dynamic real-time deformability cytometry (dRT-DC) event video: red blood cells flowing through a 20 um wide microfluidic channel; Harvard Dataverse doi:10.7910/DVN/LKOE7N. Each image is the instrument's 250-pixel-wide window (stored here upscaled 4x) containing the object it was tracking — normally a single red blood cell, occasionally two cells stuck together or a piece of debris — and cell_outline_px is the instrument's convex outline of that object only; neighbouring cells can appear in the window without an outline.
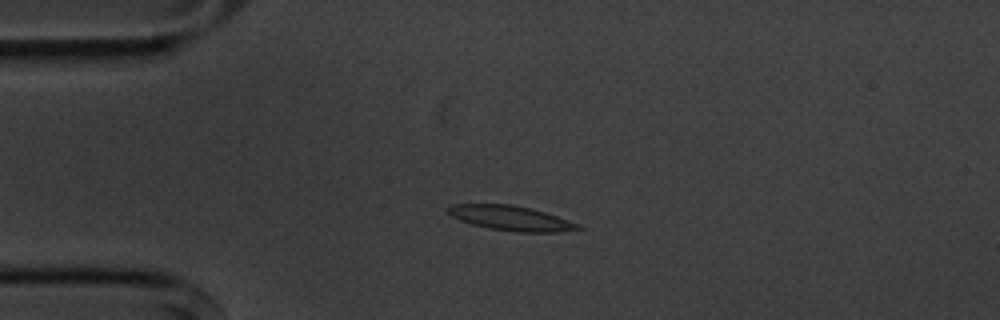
{"species": "common noctule bat (a hibernating species)", "species_latin": "Nyctalus noctula", "temperature_condition": "cold", "stored_images_in_passage": 4, "camera_frame_rate_fps": 3000, "um_per_image_px": 0.085, "animal": {"sex": "male", "body_mass_g": 20.1, "forearm_length_mm": 53.5}, "frame": {"image": 1, "passage_image": 3, "time_ms": 2.333, "image_size_px": [1000, 320], "cell_outline_px": [[584, 228], [556, 232], [516, 232], [488, 228], [472, 224], [460, 220], [452, 216], [448, 212], [448, 208], [452, 204], [512, 204], [544, 212], [580, 224]], "centroid_in_image_um": [43.43, 18.55], "position_along_channel_um": 41.6, "area_um2": 18.55}}